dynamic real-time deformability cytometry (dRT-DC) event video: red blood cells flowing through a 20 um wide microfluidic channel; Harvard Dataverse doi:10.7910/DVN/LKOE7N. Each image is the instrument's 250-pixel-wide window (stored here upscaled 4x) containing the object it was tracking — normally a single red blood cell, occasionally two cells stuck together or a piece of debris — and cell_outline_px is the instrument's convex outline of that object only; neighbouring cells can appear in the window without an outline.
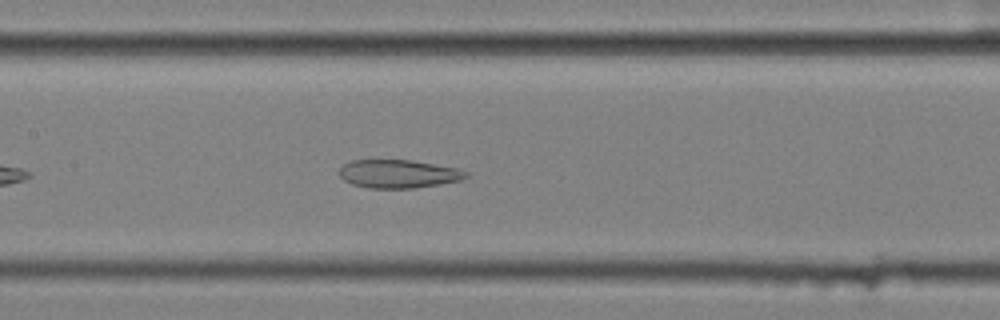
{"species": "common noctule bat (a hibernating species)", "species_latin": "Nyctalus noctula", "temperature_condition": "cold", "stored_images_in_passage": 41, "camera_frame_rate_fps": 3000, "um_per_image_px": 0.085, "animal": {"sex": "female", "body_mass_g": 25.1}, "frame": {"image": 1, "passage_image": 14, "time_ms": 4.333, "image_size_px": [1000, 320], "cell_outline_px": [[468, 176], [460, 180], [440, 184], [416, 188], [368, 188], [352, 184], [344, 180], [340, 176], [340, 168], [344, 164], [352, 160], [408, 160], [456, 168], [468, 172]], "centroid_in_image_um": [33.85, 14.78], "position_along_channel_um": 173.6, "area_um2": 20.69}}
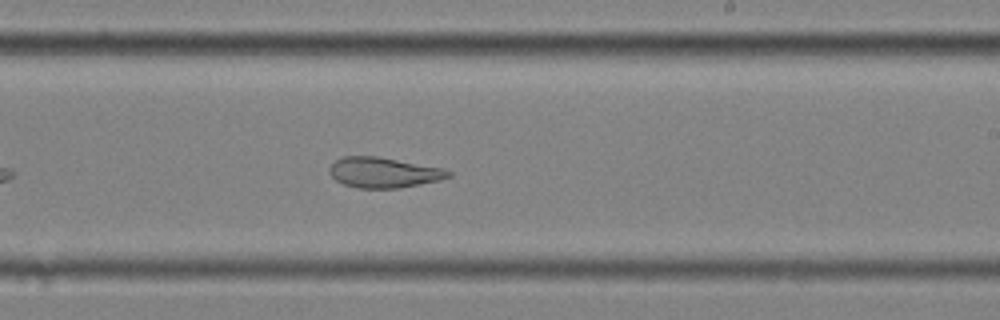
{"frame": {"image": 2, "passage_image": 21, "time_ms": 6.667, "image_size_px": [1000, 320], "cell_outline_px": [[452, 176], [440, 180], [400, 188], [360, 188], [344, 184], [336, 180], [332, 176], [328, 168], [336, 160], [344, 156], [376, 156], [444, 168], [452, 172]], "centroid_in_image_um": [32.64, 14.66], "position_along_channel_um": 256.4, "area_um2": 20.98}}
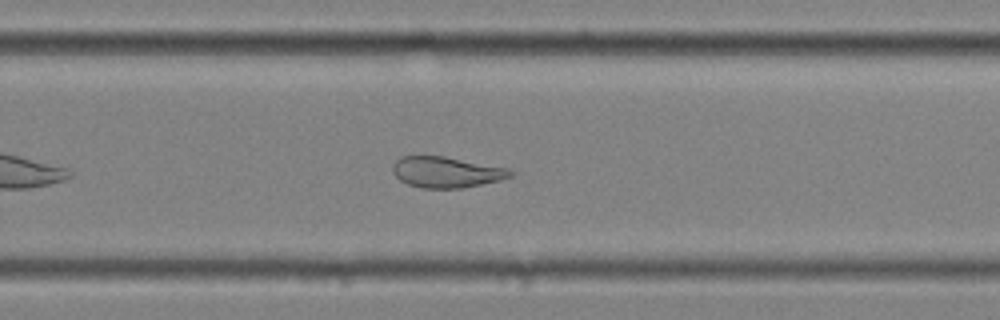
{"frame": {"image": 3, "passage_image": 24, "time_ms": 7.667, "image_size_px": [1000, 320], "cell_outline_px": [[516, 172], [512, 176], [500, 180], [460, 188], [420, 188], [408, 184], [400, 180], [392, 172], [392, 164], [396, 160], [404, 156], [444, 156], [508, 168]], "centroid_in_image_um": [37.93, 14.63], "position_along_channel_um": 291.9, "area_um2": 21.15}, "authors_computed_cell_mechanics": {"area_um2": 23.0044, "velocity_mm_per_s": 3.5609, "shape_relaxation_time_tau1_ms": null, "shape_relaxation_time_tau2_ms": 3.3037, "deformation_change_tau1": null, "deformation_change_tau2": 0.1154}}